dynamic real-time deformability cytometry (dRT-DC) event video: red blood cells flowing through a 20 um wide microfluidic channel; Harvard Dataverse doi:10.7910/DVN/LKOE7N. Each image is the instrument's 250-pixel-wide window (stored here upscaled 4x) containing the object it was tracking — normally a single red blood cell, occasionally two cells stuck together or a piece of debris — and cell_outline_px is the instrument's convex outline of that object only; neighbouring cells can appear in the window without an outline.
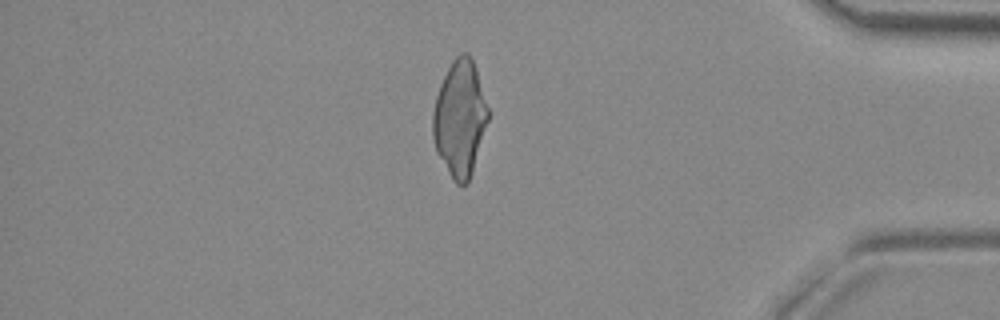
{"species": "common noctule bat (a hibernating species)", "species_latin": "Nyctalus noctula", "temperature_condition": "room temperature", "stored_images_in_passage": 48, "camera_frame_rate_fps": 3000, "um_per_image_px": 0.085, "animal": {"sex": "female", "body_mass_g": 29.2, "forearm_length_mm": 56.3}, "frame": {"image": 1, "passage_image": 40, "time_ms": 13.0, "image_size_px": [1000, 320], "cell_outline_px": [[488, 120], [472, 172], [468, 184], [456, 184], [452, 180], [436, 152], [432, 136], [432, 112], [436, 96], [440, 84], [452, 60], [460, 52], [468, 52], [472, 56], [476, 68], [488, 108]], "centroid_in_image_um": [39.07, 10.05], "position_along_channel_um": 396.1, "area_um2": 37.51}}